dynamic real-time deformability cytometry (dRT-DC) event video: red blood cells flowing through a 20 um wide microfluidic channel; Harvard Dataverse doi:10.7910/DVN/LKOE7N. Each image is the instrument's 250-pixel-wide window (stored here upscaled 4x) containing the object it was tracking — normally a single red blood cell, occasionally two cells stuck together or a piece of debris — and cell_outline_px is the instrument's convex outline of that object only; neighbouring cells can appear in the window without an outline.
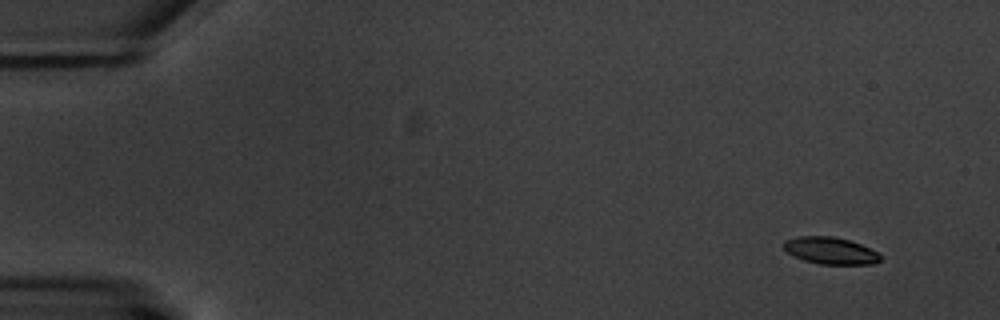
{"species": "common noctule bat (a hibernating species)", "species_latin": "Nyctalus noctula", "temperature_condition": "warm", "stored_images_in_passage": 4, "camera_frame_rate_fps": 3000, "um_per_image_px": 0.085, "animal": {"sex": "male", "body_mass_g": 20.1, "forearm_length_mm": 53.5}, "frame": {"image": 1, "passage_image": 1, "time_ms": 0.0, "image_size_px": [1000, 320], "cell_outline_px": [[880, 260], [872, 264], [820, 264], [804, 260], [788, 252], [784, 248], [784, 240], [800, 236], [832, 236], [848, 240], [860, 244], [876, 252], [880, 256]], "centroid_in_image_um": [70.57, 21.3], "position_along_channel_um": 14.4, "area_um2": 14.85}}
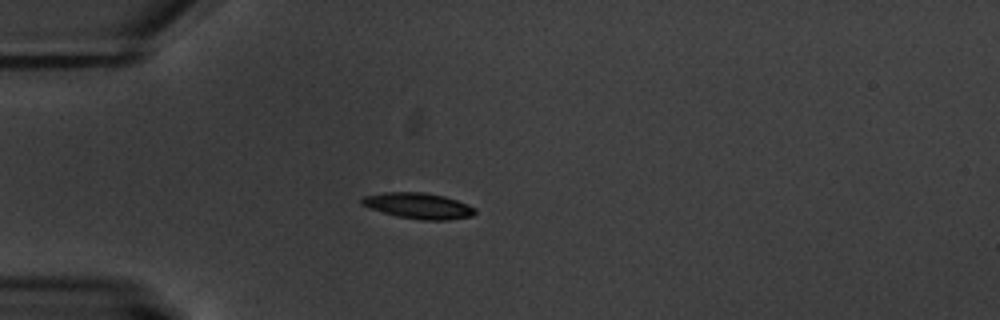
{"frame": {"image": 2, "passage_image": 4, "time_ms": 4.0, "image_size_px": [1000, 320], "cell_outline_px": [[476, 212], [472, 216], [448, 220], [420, 220], [400, 216], [384, 212], [360, 204], [360, 200], [364, 196], [384, 192], [424, 192], [444, 196], [468, 204], [476, 208]], "centroid_in_image_um": [35.6, 17.48], "position_along_channel_um": 49.4, "area_um2": 16.94}}